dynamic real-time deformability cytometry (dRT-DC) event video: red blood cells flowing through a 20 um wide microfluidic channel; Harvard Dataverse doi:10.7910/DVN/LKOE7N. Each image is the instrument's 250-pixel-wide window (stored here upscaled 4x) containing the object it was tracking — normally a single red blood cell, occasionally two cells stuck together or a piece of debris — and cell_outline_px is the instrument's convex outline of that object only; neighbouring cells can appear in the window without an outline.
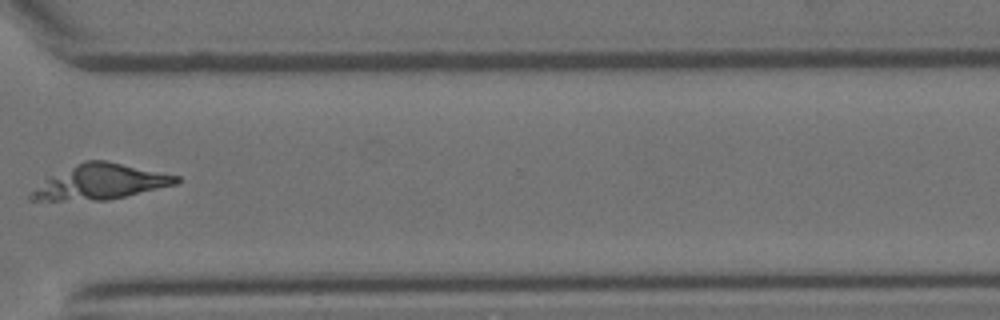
{"species": "Egyptian fruit bat (a non-hibernating species)", "species_latin": "Rousettus aegyptiacus", "temperature_condition": "room temperature", "stored_images_in_passage": 24, "camera_frame_rate_fps": 3000, "um_per_image_px": 0.085, "animal": {"sex": "female"}, "frame": {"image": 1, "passage_image": 19, "time_ms": 6.0, "image_size_px": [1000, 320], "cell_outline_px": [[180, 180], [176, 184], [108, 200], [28, 200], [28, 192], [48, 176], [84, 160], [104, 160], [180, 176]], "centroid_in_image_um": [8.46, 15.47], "position_along_channel_um": 362.1, "area_um2": 29.54}}
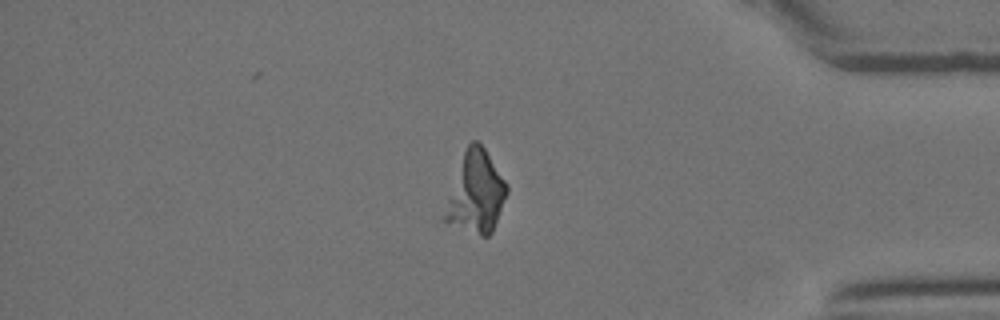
{"frame": {"image": 2, "passage_image": 22, "time_ms": 7.0, "image_size_px": [1000, 320], "cell_outline_px": [[508, 192], [492, 232], [488, 236], [480, 236], [440, 220], [440, 216], [464, 152], [468, 144], [472, 140], [476, 140], [484, 148], [508, 184]], "centroid_in_image_um": [40.43, 16.41], "position_along_channel_um": 394.8, "area_um2": 29.36}}